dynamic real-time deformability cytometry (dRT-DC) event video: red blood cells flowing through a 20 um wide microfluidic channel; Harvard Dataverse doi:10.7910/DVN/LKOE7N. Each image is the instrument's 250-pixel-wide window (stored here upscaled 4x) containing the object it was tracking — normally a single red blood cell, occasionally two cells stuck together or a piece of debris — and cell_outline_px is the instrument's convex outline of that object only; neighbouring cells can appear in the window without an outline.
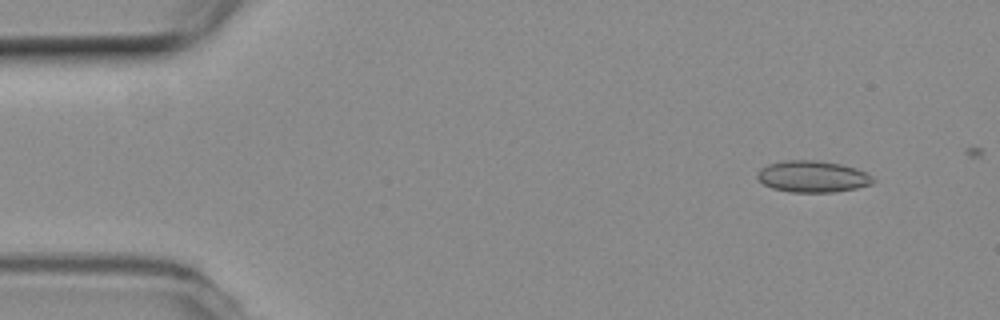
{"species": "common noctule bat (a hibernating species)", "species_latin": "Nyctalus noctula", "temperature_condition": "room temperature", "stored_images_in_passage": 49, "camera_frame_rate_fps": 3000, "um_per_image_px": 0.085, "animal": {"sex": "female", "body_mass_g": 19.3, "forearm_length_mm": 54.1}, "frame": {"image": 1, "passage_image": 2, "time_ms": 0.333, "image_size_px": [1000, 320], "cell_outline_px": [[876, 180], [872, 184], [856, 188], [832, 192], [792, 192], [772, 188], [764, 184], [756, 176], [756, 172], [760, 168], [768, 164], [784, 160], [820, 160], [840, 164], [856, 168], [872, 176]], "centroid_in_image_um": [69.06, 14.99], "position_along_channel_um": 15.9, "area_um2": 21.33}}
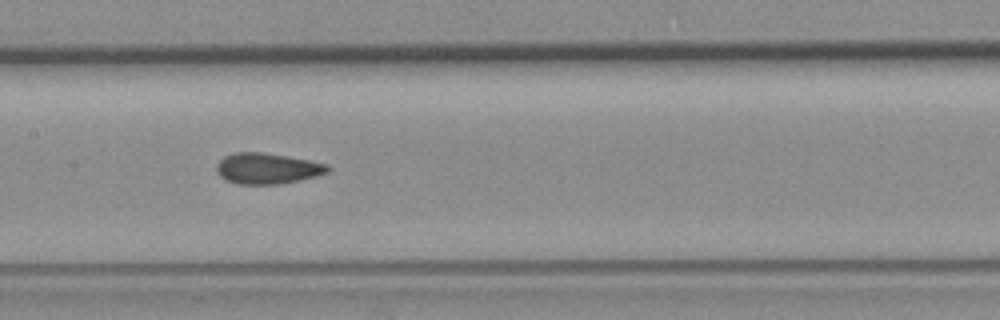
{"frame": {"image": 2, "passage_image": 23, "time_ms": 7.333, "image_size_px": [1000, 320], "cell_outline_px": [[332, 168], [328, 172], [316, 176], [276, 184], [236, 184], [224, 180], [216, 172], [216, 164], [224, 156], [236, 152], [260, 152], [308, 160], [328, 164]], "centroid_in_image_um": [22.68, 14.32], "position_along_channel_um": 184.7, "area_um2": 19.88}}
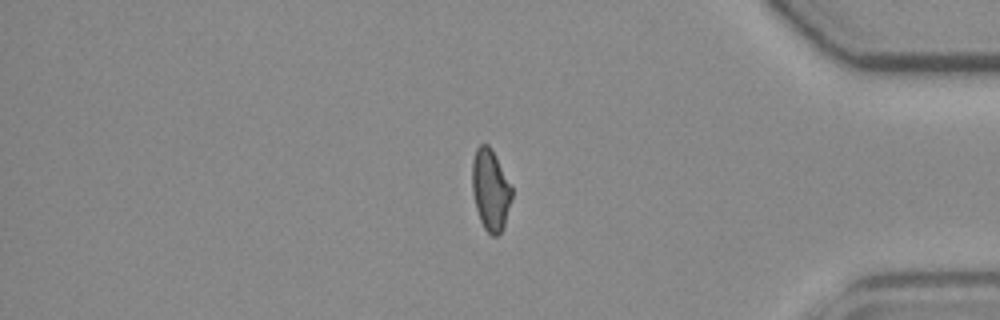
{"frame": {"image": 3, "passage_image": 42, "time_ms": 13.667, "image_size_px": [1000, 320], "cell_outline_px": [[512, 196], [504, 224], [500, 232], [496, 236], [492, 236], [484, 228], [480, 220], [476, 208], [472, 192], [472, 160], [476, 148], [480, 144], [488, 144], [492, 148], [512, 184]], "centroid_in_image_um": [41.69, 16.09], "position_along_channel_um": 393.5, "area_um2": 18.96}, "authors_computed_cell_mechanics": {"area_um2": 19.5942, "velocity_mm_per_s": 3.7844, "shape_relaxation_time_tau1_ms": null, "shape_relaxation_time_tau2_ms": 1.9026, "deformation_change_tau1": null, "deformation_change_tau2": 0.0568}}